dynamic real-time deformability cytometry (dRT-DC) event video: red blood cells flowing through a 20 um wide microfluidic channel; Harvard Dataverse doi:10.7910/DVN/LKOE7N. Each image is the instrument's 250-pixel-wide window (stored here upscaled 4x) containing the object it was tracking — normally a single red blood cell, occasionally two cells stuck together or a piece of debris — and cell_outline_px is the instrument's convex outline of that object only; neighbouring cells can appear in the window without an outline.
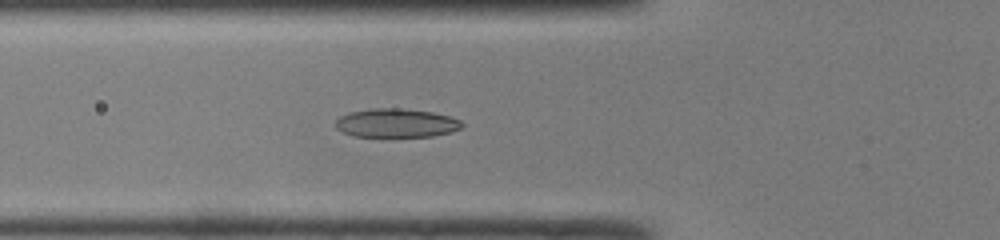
{"species": "common noctule bat (a hibernating species)", "species_latin": "Nyctalus noctula", "temperature_condition": "room temperature", "stored_images_in_passage": 32, "camera_frame_rate_fps": 3000, "um_per_image_px": 0.085, "animal": {"sex": "male", "body_mass_g": 19.0, "forearm_length_mm": 50.8}, "frame": {"image": 1, "passage_image": 2, "time_ms": 0.333, "image_size_px": [1000, 240], "cell_outline_px": [[464, 124], [460, 128], [452, 132], [432, 136], [352, 136], [336, 128], [336, 120], [340, 116], [348, 112], [372, 108], [396, 108], [432, 112], [452, 116], [460, 120]], "centroid_in_image_um": [33.69, 10.45], "position_along_channel_um": 92.1, "area_um2": 21.15}}
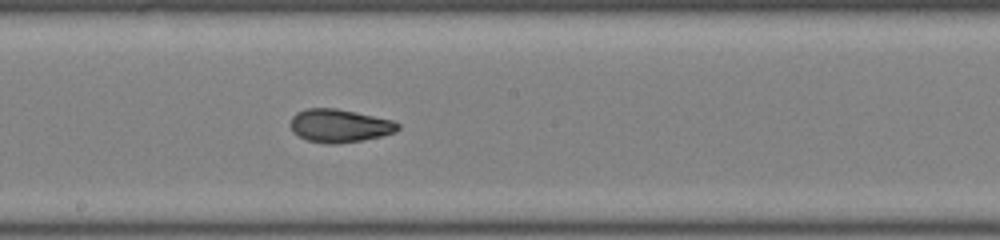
{"frame": {"image": 2, "passage_image": 11, "time_ms": 3.333, "image_size_px": [1000, 240], "cell_outline_px": [[400, 128], [396, 132], [364, 140], [336, 144], [324, 144], [308, 140], [292, 132], [288, 124], [292, 116], [296, 112], [308, 108], [336, 108], [356, 112], [392, 120], [400, 124]], "centroid_in_image_um": [28.83, 10.69], "position_along_channel_um": 219.4, "area_um2": 20.98}}
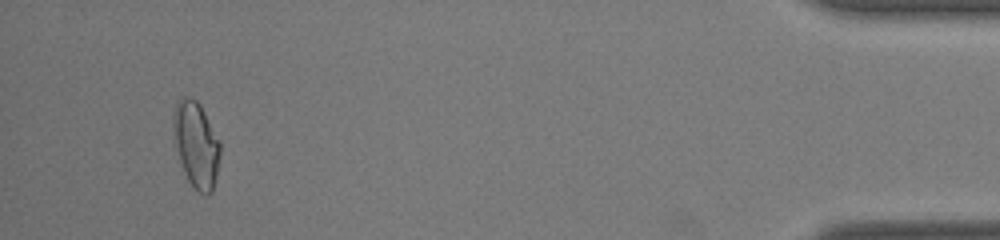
{"frame": {"image": 3, "passage_image": 30, "time_ms": 9.667, "image_size_px": [1000, 240], "cell_outline_px": [[220, 152], [216, 176], [212, 192], [204, 196], [188, 180], [184, 172], [180, 160], [176, 144], [172, 116], [176, 104], [184, 96], [188, 96], [196, 100], [200, 104], [220, 140]], "centroid_in_image_um": [16.69, 12.26], "position_along_channel_um": 418.5, "area_um2": 23.06}}